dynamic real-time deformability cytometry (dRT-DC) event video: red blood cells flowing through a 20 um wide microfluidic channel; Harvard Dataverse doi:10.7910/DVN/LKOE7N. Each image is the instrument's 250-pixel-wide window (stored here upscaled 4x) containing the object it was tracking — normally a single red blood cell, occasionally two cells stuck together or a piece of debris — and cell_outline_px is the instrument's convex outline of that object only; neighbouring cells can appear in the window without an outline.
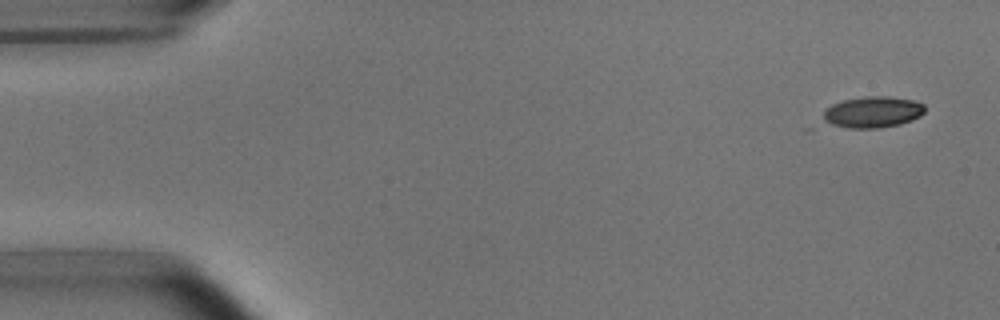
{"species": "common noctule bat (a hibernating species)", "species_latin": "Nyctalus noctula", "temperature_condition": "room temperature", "stored_images_in_passage": 4, "camera_frame_rate_fps": 3000, "um_per_image_px": 0.085, "animal": {"sex": "male", "body_mass_g": 15.6}, "frame": {"image": 1, "passage_image": 1, "time_ms": 0.0, "image_size_px": [1000, 320], "cell_outline_px": [[924, 112], [920, 116], [912, 120], [900, 124], [880, 128], [804, 128], [824, 108], [832, 104], [844, 100], [868, 96], [888, 96], [912, 100], [924, 104]], "centroid_in_image_um": [73.76, 9.61], "position_along_channel_um": 11.2, "area_um2": 20.46}}
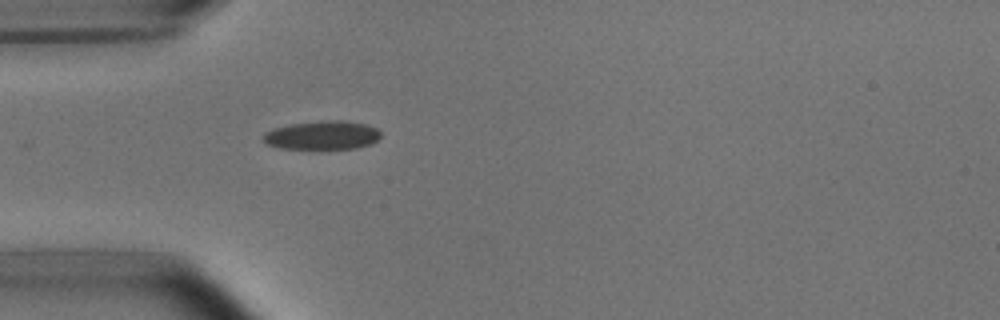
{"frame": {"image": 2, "passage_image": 4, "time_ms": 4.333, "image_size_px": [1000, 320], "cell_outline_px": [[380, 136], [372, 144], [356, 148], [320, 152], [280, 148], [264, 144], [260, 140], [260, 136], [264, 132], [288, 124], [320, 120], [344, 120], [364, 124], [380, 128]], "centroid_in_image_um": [27.33, 11.54], "position_along_channel_um": 57.7, "area_um2": 21.04}}